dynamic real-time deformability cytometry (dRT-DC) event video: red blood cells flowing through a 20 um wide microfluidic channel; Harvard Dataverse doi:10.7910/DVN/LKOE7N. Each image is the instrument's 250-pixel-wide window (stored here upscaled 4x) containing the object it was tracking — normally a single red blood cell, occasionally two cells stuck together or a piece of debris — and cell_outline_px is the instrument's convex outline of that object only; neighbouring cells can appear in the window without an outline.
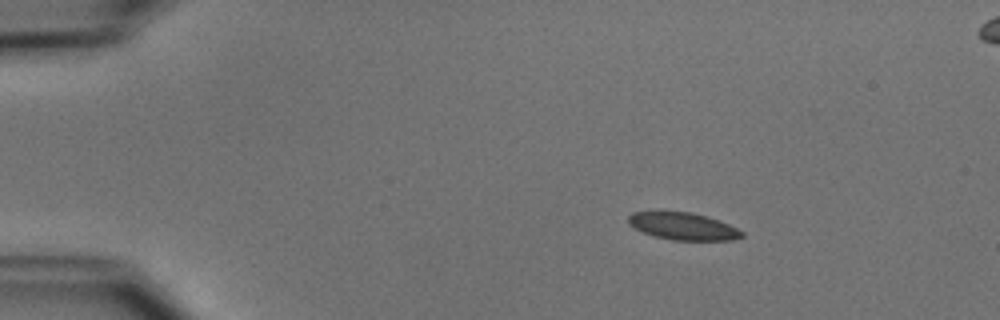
{"species": "common noctule bat (a hibernating species)", "species_latin": "Nyctalus noctula", "temperature_condition": "cold", "stored_images_in_passage": 52, "segment_of_instrument_passage": [1, 2], "camera_frame_rate_fps": 3000, "um_per_image_px": 0.085, "animal": {"sex": "male", "body_mass_g": 15.6}, "frame": {"image": 1, "passage_image": 8, "time_ms": 2.333, "image_size_px": [1000, 320], "cell_outline_px": [[744, 236], [732, 240], [672, 240], [656, 236], [644, 232], [628, 224], [628, 216], [632, 212], [692, 212], [708, 216], [728, 224], [744, 232]], "centroid_in_image_um": [58.09, 19.23], "position_along_channel_um": 26.9, "area_um2": 17.86}}
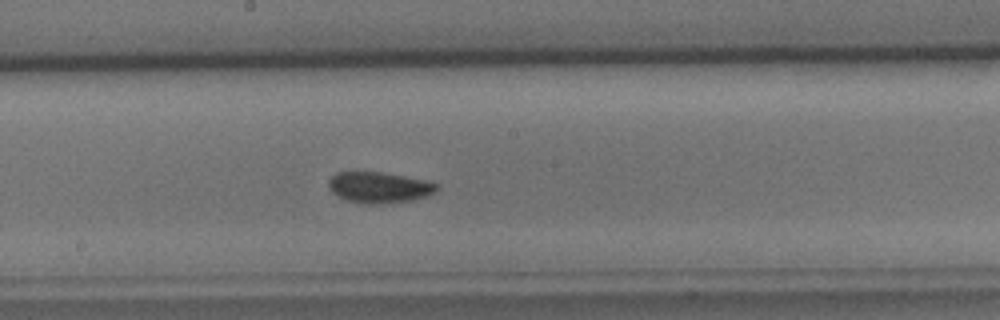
{"frame": {"image": 2, "passage_image": 28, "time_ms": 9.0, "image_size_px": [1000, 320], "cell_outline_px": [[440, 188], [436, 192], [428, 196], [412, 200], [380, 204], [360, 204], [348, 200], [332, 192], [328, 184], [328, 180], [336, 172], [380, 172], [404, 176], [424, 180], [440, 184]], "centroid_in_image_um": [32.27, 15.93], "position_along_channel_um": 215.9, "area_um2": 19.59}}
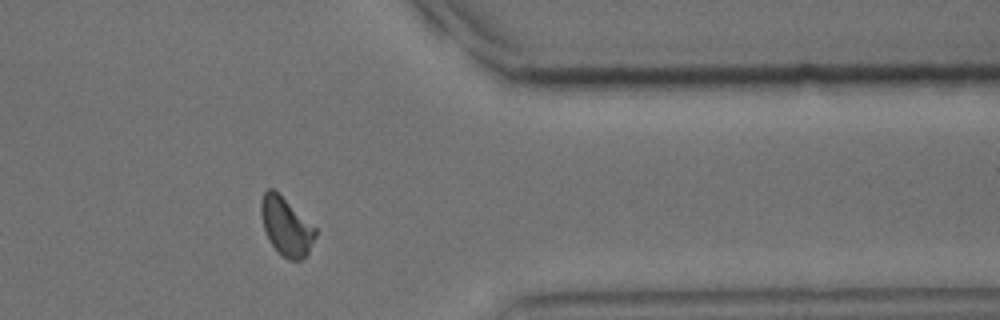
{"frame": {"image": 3, "passage_image": 42, "time_ms": 13.667, "image_size_px": [1000, 320], "cell_outline_px": [[316, 236], [308, 252], [300, 260], [288, 260], [280, 256], [268, 240], [264, 228], [260, 212], [260, 200], [264, 192], [268, 188], [272, 188], [316, 228]], "centroid_in_image_um": [24.29, 19.28], "position_along_channel_um": 387.1, "area_um2": 18.26}}